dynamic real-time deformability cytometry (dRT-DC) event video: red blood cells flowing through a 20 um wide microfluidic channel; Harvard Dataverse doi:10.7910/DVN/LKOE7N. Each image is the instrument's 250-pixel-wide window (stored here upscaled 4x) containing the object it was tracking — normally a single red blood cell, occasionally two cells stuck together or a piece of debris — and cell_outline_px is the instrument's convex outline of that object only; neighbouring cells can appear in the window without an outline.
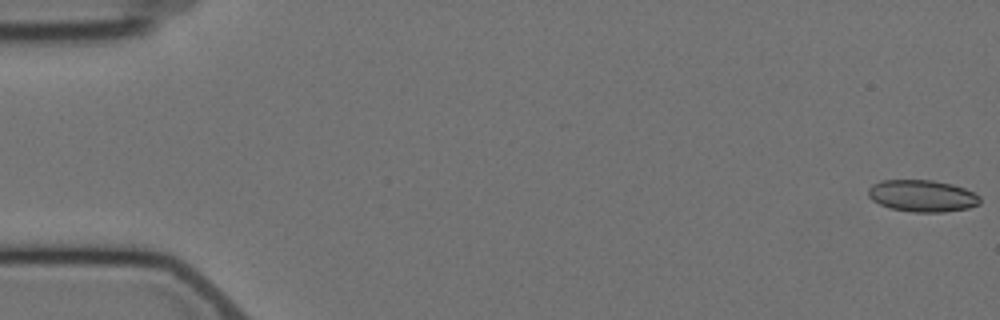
{"species": "Egyptian fruit bat (a non-hibernating species)", "species_latin": "Rousettus aegyptiacus", "temperature_condition": "cold", "stored_images_in_passage": 6, "segment_of_instrument_passage": [1, 2], "camera_frame_rate_fps": 3000, "um_per_image_px": 0.085, "animal": {"sex": "female"}, "frame": {"image": 1, "passage_image": 1, "time_ms": 0.0, "image_size_px": [1000, 320], "cell_outline_px": [[980, 204], [968, 208], [944, 212], [912, 212], [888, 208], [872, 200], [868, 196], [868, 188], [872, 184], [880, 180], [932, 180], [952, 184], [964, 188], [980, 196]], "centroid_in_image_um": [78.37, 16.65], "position_along_channel_um": 6.6, "area_um2": 20.87}}